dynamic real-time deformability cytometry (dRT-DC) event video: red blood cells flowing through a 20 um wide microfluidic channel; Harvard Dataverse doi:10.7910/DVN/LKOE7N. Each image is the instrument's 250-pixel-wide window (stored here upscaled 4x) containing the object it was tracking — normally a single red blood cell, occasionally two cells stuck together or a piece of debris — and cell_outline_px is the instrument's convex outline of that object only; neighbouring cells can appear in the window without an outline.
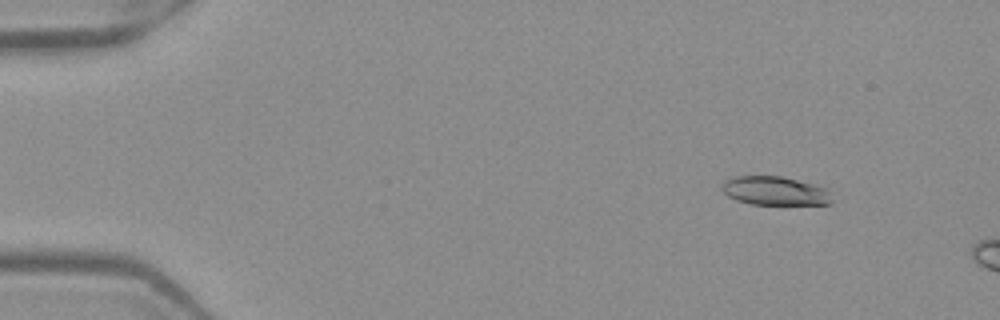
{"species": "Egyptian fruit bat (a non-hibernating species)", "species_latin": "Rousettus aegyptiacus", "temperature_condition": "warm", "stored_images_in_passage": 12, "camera_frame_rate_fps": 3000, "um_per_image_px": 0.085, "frame": {"image": 1, "passage_image": 4, "time_ms": 1.0, "image_size_px": [1000, 320], "cell_outline_px": [[832, 204], [752, 204], [736, 200], [728, 196], [720, 188], [720, 184], [724, 180], [732, 176], [780, 176], [816, 184], [828, 188], [832, 200]], "centroid_in_image_um": [65.86, 16.21], "position_along_channel_um": 19.1, "area_um2": 18.67}}